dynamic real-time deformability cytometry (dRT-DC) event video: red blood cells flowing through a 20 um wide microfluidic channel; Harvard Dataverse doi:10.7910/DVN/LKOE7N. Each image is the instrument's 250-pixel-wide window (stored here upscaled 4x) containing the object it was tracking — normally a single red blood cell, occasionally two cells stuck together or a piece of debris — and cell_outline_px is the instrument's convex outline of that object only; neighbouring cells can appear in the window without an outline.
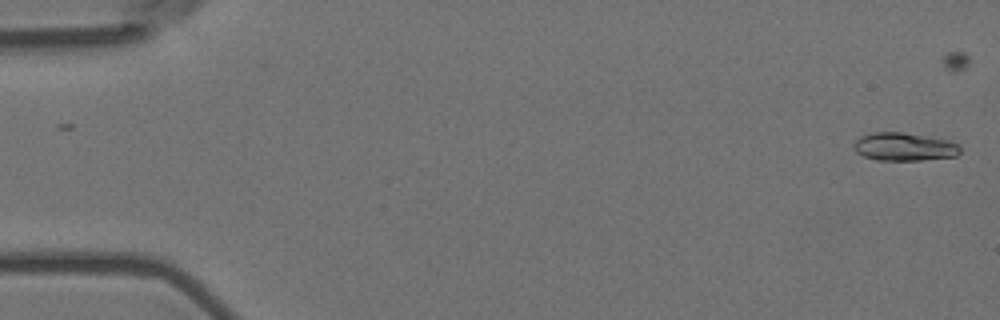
{"species": "Egyptian fruit bat (a non-hibernating species)", "species_latin": "Rousettus aegyptiacus", "temperature_condition": "room temperature", "stored_images_in_passage": 56, "camera_frame_rate_fps": 3000, "um_per_image_px": 0.085, "animal": {"sex": "female"}, "frame": {"image": 1, "passage_image": 1, "time_ms": 0.0, "image_size_px": [1000, 320], "cell_outline_px": [[960, 152], [956, 156], [920, 160], [876, 160], [864, 156], [856, 152], [852, 144], [860, 136], [872, 132], [904, 132], [948, 140], [956, 144], [960, 148]], "centroid_in_image_um": [76.82, 12.47], "position_along_channel_um": 8.2, "area_um2": 17.4}}
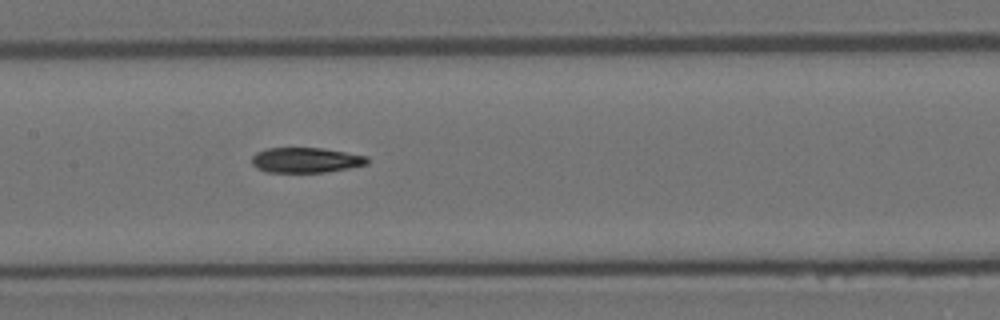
{"frame": {"image": 2, "passage_image": 27, "time_ms": 8.667, "image_size_px": [1000, 320], "cell_outline_px": [[368, 164], [328, 172], [264, 172], [256, 168], [252, 164], [252, 156], [256, 152], [268, 148], [324, 148], [368, 156]], "centroid_in_image_um": [25.99, 13.61], "position_along_channel_um": 181.4, "area_um2": 17.05}}
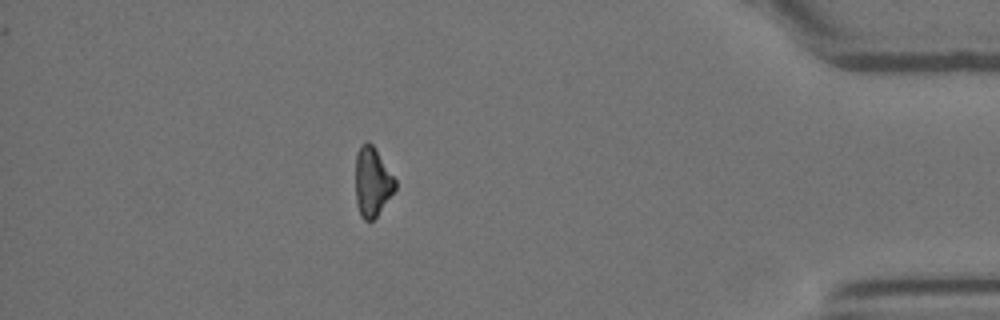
{"frame": {"image": 3, "passage_image": 49, "time_ms": 16.0, "image_size_px": [1000, 320], "cell_outline_px": [[396, 188], [376, 216], [372, 220], [364, 220], [360, 216], [356, 204], [356, 152], [360, 144], [368, 140], [376, 148], [396, 180]], "centroid_in_image_um": [31.63, 15.42], "position_along_channel_um": 403.6, "area_um2": 16.07}, "authors_computed_cell_mechanics": {"area_um2": 17.4267, "velocity_mm_per_s": 3.6405, "shape_relaxation_time_tau1_ms": 6.7906, "shape_relaxation_time_tau2_ms": null, "deformation_change_tau1": 0.1646, "deformation_change_tau2": null}}